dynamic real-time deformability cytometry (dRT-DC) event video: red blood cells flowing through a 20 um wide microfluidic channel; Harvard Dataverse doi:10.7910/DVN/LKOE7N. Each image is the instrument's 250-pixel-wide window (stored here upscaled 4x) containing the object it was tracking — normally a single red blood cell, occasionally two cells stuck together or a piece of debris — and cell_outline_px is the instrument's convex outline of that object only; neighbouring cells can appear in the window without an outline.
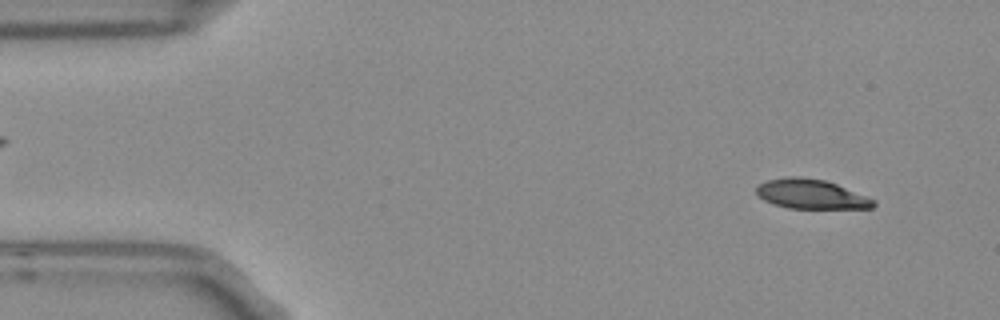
{"species": "Egyptian fruit bat (a non-hibernating species)", "species_latin": "Rousettus aegyptiacus", "temperature_condition": "room temperature", "stored_images_in_passage": 4, "camera_frame_rate_fps": 3000, "um_per_image_px": 0.085, "frame": {"image": 1, "passage_image": 2, "time_ms": 0.333, "image_size_px": [1000, 320], "cell_outline_px": [[876, 204], [872, 208], [788, 208], [772, 204], [756, 196], [756, 188], [760, 184], [768, 180], [792, 176], [796, 176], [824, 180], [836, 184], [876, 200]], "centroid_in_image_um": [68.92, 16.51], "position_along_channel_um": 16.1, "area_um2": 20.0}}
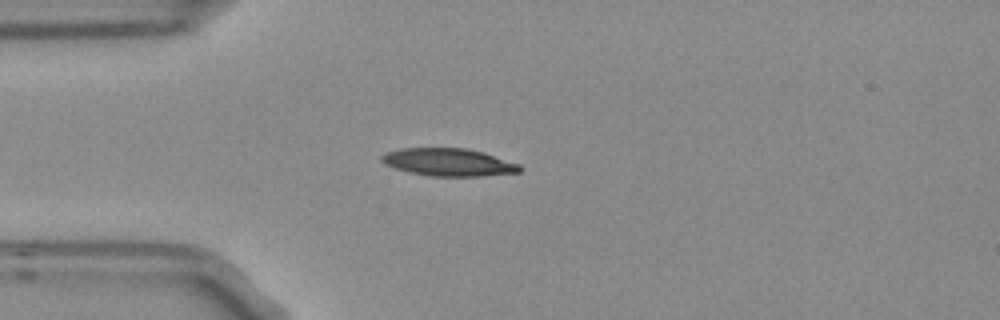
{"frame": {"image": 2, "passage_image": 4, "time_ms": 1.0, "image_size_px": [1000, 320], "cell_outline_px": [[524, 168], [520, 172], [480, 176], [432, 176], [408, 172], [384, 164], [380, 160], [380, 156], [388, 152], [400, 148], [464, 148], [484, 152], [520, 164]], "centroid_in_image_um": [38.15, 13.79], "position_along_channel_um": 46.9, "area_um2": 22.31}}